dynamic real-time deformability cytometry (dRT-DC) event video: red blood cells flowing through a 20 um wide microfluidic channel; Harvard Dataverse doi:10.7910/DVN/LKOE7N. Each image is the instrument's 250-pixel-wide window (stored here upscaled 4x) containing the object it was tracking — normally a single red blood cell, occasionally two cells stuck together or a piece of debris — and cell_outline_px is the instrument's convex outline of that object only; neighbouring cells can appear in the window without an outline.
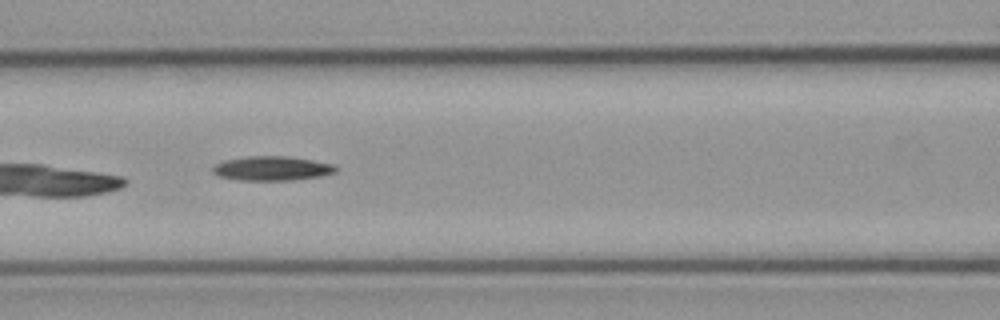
{"species": "common noctule bat (a hibernating species)", "species_latin": "Nyctalus noctula", "temperature_condition": "cold", "stored_images_in_passage": 7, "camera_frame_rate_fps": 3000, "um_per_image_px": 0.085, "animal": {"sex": "male", "body_mass_g": 23.1, "forearm_length_mm": 52.7}, "frame": {"image": 1, "passage_image": 6, "time_ms": 7.333, "image_size_px": [1000, 320], "cell_outline_px": [[336, 172], [320, 176], [292, 180], [240, 180], [216, 176], [212, 172], [212, 168], [216, 164], [224, 160], [248, 156], [288, 156], [336, 164]], "centroid_in_image_um": [23.11, 14.31], "position_along_channel_um": 143.5, "area_um2": 17.51}}